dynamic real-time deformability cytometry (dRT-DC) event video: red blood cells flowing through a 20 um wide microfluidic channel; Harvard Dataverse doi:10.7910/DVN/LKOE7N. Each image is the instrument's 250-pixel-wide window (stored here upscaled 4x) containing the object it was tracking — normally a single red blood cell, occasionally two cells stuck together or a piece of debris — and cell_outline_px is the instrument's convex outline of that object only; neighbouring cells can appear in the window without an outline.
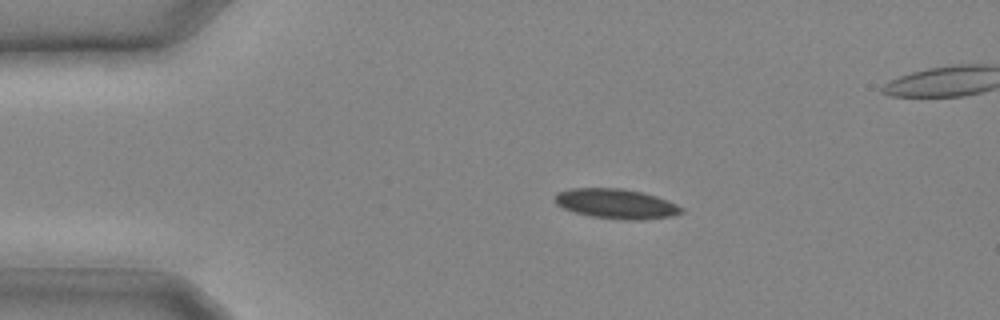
{"species": "common noctule bat (a hibernating species)", "species_latin": "Nyctalus noctula", "temperature_condition": "cold", "stored_images_in_passage": 9, "camera_frame_rate_fps": 3000, "um_per_image_px": 0.085, "animal": {"sex": "male", "body_mass_g": 20.4}, "frame": {"image": 1, "passage_image": 1, "time_ms": 0.0, "image_size_px": [1000, 320], "cell_outline_px": [[684, 212], [672, 216], [644, 220], [628, 220], [592, 216], [576, 212], [564, 208], [556, 204], [556, 192], [568, 188], [624, 188], [656, 196], [668, 200], [684, 208]], "centroid_in_image_um": [52.41, 17.31], "position_along_channel_um": 32.6, "area_um2": 21.96}}
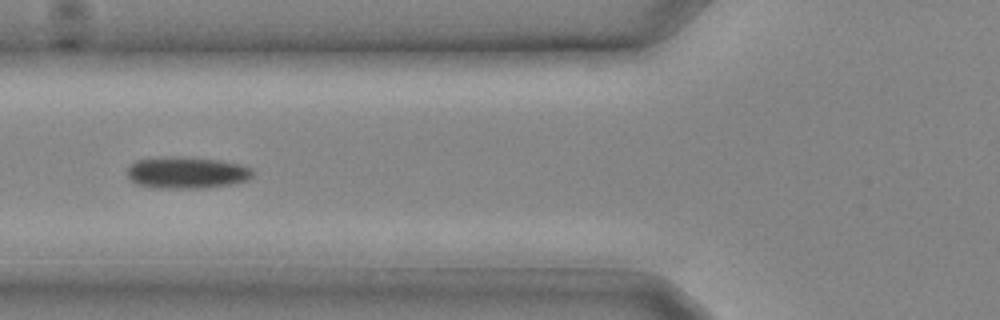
{"frame": {"image": 2, "passage_image": 6, "time_ms": 1.667, "image_size_px": [1000, 320], "cell_outline_px": [[252, 176], [248, 180], [232, 184], [208, 188], [152, 188], [140, 184], [132, 180], [128, 176], [128, 168], [136, 160], [172, 156], [216, 160], [240, 164], [252, 168]], "centroid_in_image_um": [15.9, 14.69], "position_along_channel_um": 109.9, "area_um2": 23.0}}
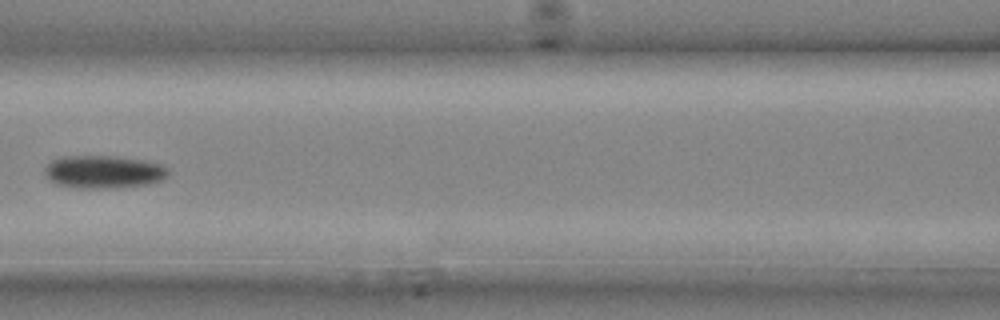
{"frame": {"image": 3, "passage_image": 8, "time_ms": 2.333, "image_size_px": [1000, 320], "cell_outline_px": [[168, 176], [164, 180], [148, 184], [116, 188], [76, 188], [56, 184], [48, 180], [44, 176], [44, 168], [52, 160], [64, 156], [116, 156], [140, 160], [160, 164], [168, 168]], "centroid_in_image_um": [8.78, 14.62], "position_along_channel_um": 157.8, "area_um2": 23.87}}